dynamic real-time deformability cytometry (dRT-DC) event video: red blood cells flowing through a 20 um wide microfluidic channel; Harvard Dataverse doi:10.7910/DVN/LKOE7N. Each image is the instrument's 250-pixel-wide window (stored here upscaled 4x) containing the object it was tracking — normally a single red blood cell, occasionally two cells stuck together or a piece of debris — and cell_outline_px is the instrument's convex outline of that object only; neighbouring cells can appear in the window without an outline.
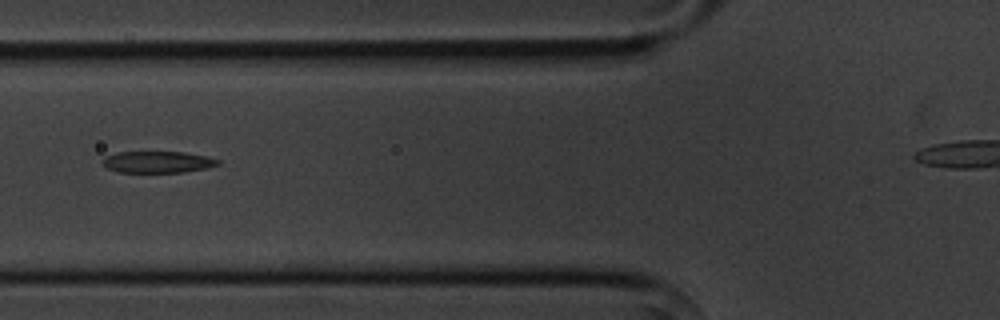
{"species": "common noctule bat (a hibernating species)", "species_latin": "Nyctalus noctula", "temperature_condition": "cold", "stored_images_in_passage": 10, "camera_frame_rate_fps": 3000, "um_per_image_px": 0.085, "animal": {"sex": "male", "body_mass_g": 20.1, "forearm_length_mm": 53.5}, "frame": {"image": 1, "passage_image": 5, "time_ms": 5.667, "image_size_px": [1000, 320], "cell_outline_px": [[220, 164], [204, 168], [184, 172], [116, 172], [108, 168], [104, 164], [104, 156], [116, 152], [184, 152], [208, 156], [220, 160]], "centroid_in_image_um": [13.41, 13.76], "position_along_channel_um": 112.4, "area_um2": 14.45}}
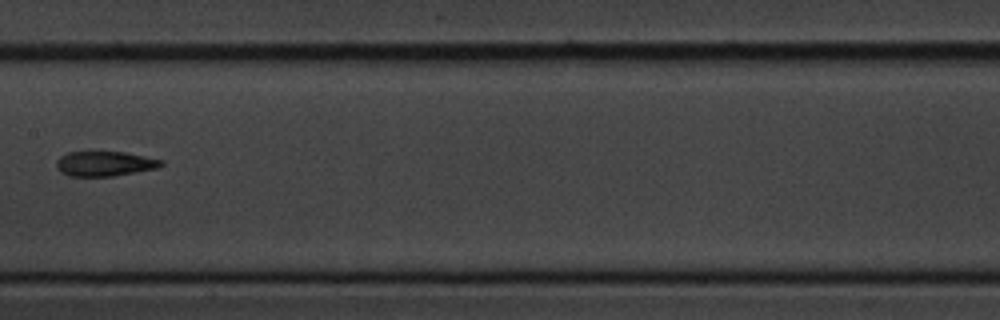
{"frame": {"image": 2, "passage_image": 7, "time_ms": 8.0, "image_size_px": [1000, 320], "cell_outline_px": [[164, 164], [156, 168], [112, 176], [68, 176], [60, 172], [56, 168], [56, 160], [60, 156], [68, 152], [124, 152], [164, 160]], "centroid_in_image_um": [8.86, 13.91], "position_along_channel_um": 198.5, "area_um2": 15.14}}
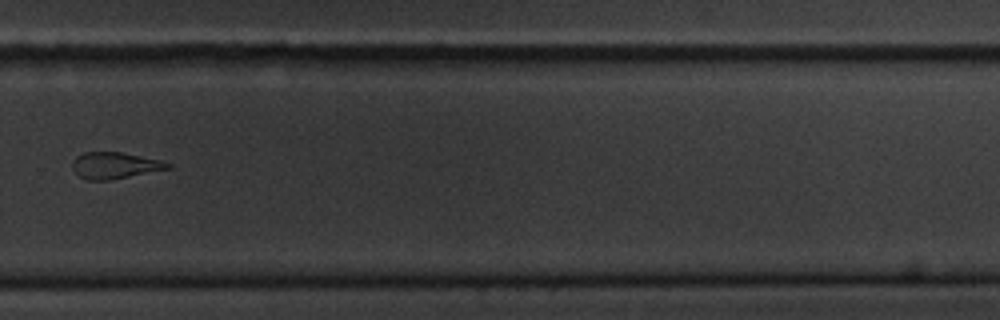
{"frame": {"image": 3, "passage_image": 10, "time_ms": 11.333, "image_size_px": [1000, 320], "cell_outline_px": [[172, 168], [108, 180], [88, 180], [80, 176], [72, 168], [72, 160], [76, 156], [84, 152], [120, 152], [160, 160], [172, 164]], "centroid_in_image_um": [9.75, 14.05], "position_along_channel_um": 320.1, "area_um2": 14.57}}